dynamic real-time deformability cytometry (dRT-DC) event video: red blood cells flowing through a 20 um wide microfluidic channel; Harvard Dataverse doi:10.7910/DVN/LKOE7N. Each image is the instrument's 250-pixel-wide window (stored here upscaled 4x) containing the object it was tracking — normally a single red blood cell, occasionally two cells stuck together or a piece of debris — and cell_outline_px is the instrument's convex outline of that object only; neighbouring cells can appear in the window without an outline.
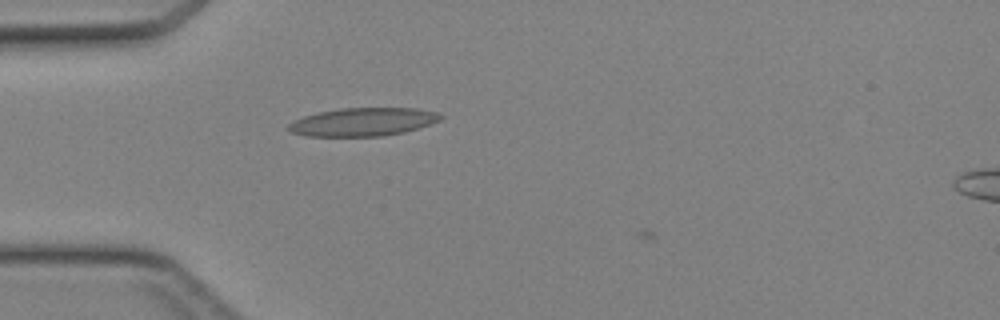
{"species": "Egyptian fruit bat (a non-hibernating species)", "species_latin": "Rousettus aegyptiacus", "temperature_condition": "cold", "stored_images_in_passage": 2, "camera_frame_rate_fps": 3000, "um_per_image_px": 0.085, "animal": {"sex": "female"}, "frame": {"image": 1, "passage_image": 1, "time_ms": 0.0, "image_size_px": [1000, 320], "cell_outline_px": [[444, 116], [440, 120], [404, 132], [384, 136], [304, 136], [292, 132], [288, 128], [288, 124], [304, 116], [320, 112], [340, 108], [416, 108], [436, 112]], "centroid_in_image_um": [30.85, 10.36], "position_along_channel_um": 54.1, "area_um2": 24.8}}